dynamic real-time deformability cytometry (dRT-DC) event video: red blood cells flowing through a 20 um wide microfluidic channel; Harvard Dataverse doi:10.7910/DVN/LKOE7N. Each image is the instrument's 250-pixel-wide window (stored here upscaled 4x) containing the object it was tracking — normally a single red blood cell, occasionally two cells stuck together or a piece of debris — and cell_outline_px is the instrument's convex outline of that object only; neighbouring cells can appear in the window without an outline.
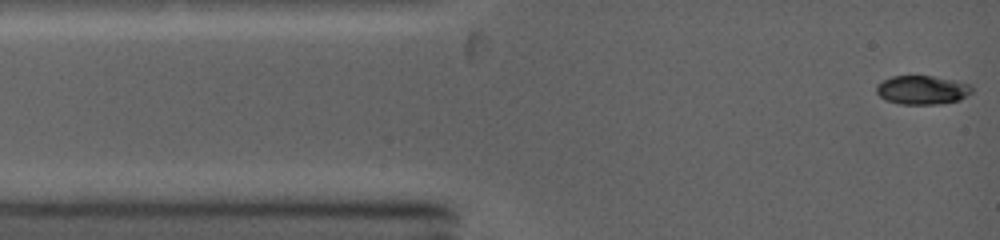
{"species": "common noctule bat (a hibernating species)", "species_latin": "Nyctalus noctula", "temperature_condition": "warm", "stored_images_in_passage": 23, "camera_frame_rate_fps": 5000, "um_per_image_px": 0.085, "animal": {"sex": "female", "body_mass_g": 19.0, "forearm_length_mm": 53.3}, "frame": {"image": 1, "passage_image": 1, "time_ms": 0.0, "image_size_px": [1000, 240], "cell_outline_px": [[972, 92], [960, 100], [940, 104], [900, 104], [888, 100], [880, 96], [876, 92], [876, 84], [892, 76], [932, 76], [972, 84]], "centroid_in_image_um": [78.4, 7.65], "position_along_channel_um": 6.6, "area_um2": 16.01}}
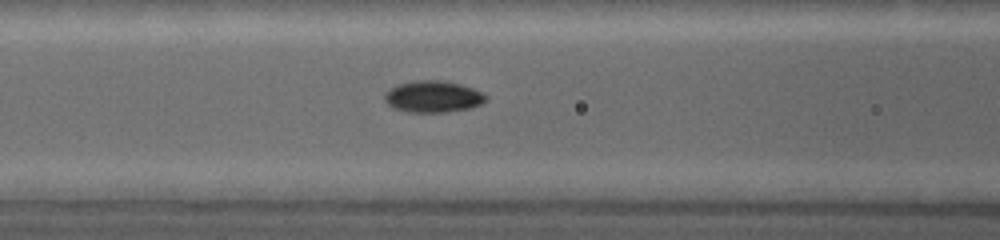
{"frame": {"image": 2, "passage_image": 16, "time_ms": 4.2, "image_size_px": [1000, 240], "cell_outline_px": [[488, 100], [472, 108], [448, 112], [408, 112], [392, 108], [384, 100], [384, 92], [400, 84], [416, 80], [440, 80], [460, 84], [484, 92], [488, 96]], "centroid_in_image_um": [36.84, 8.22], "position_along_channel_um": 129.8, "area_um2": 18.84}}
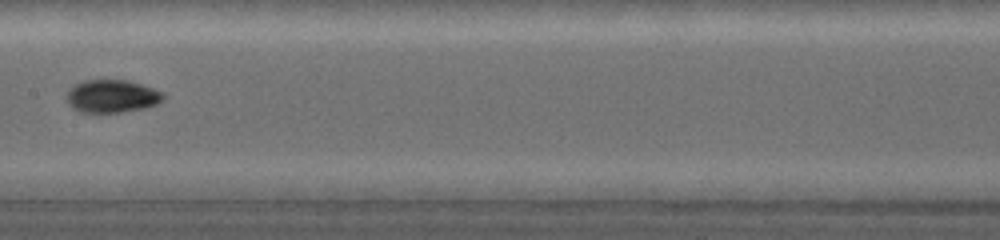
{"frame": {"image": 3, "passage_image": 21, "time_ms": 5.8, "image_size_px": [1000, 240], "cell_outline_px": [[164, 100], [156, 104], [144, 108], [120, 112], [80, 112], [72, 108], [68, 104], [68, 92], [76, 84], [88, 80], [128, 80], [164, 92]], "centroid_in_image_um": [9.55, 8.18], "position_along_channel_um": 197.9, "area_um2": 18.26}}